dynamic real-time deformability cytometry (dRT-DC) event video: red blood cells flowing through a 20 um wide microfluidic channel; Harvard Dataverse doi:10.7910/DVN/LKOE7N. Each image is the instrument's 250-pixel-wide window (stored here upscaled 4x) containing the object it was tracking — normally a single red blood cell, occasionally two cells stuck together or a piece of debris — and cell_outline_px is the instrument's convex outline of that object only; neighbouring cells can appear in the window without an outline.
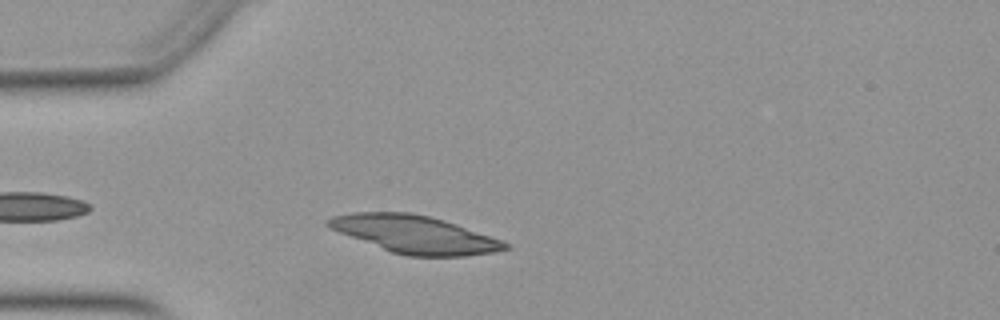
{"species": "Egyptian fruit bat (a non-hibernating species)", "species_latin": "Rousettus aegyptiacus", "temperature_condition": "warm", "stored_images_in_passage": 33, "camera_frame_rate_fps": 3000, "um_per_image_px": 0.085, "animal": {"sex": "female"}, "frame": {"image": 1, "passage_image": 5, "time_ms": 1.333, "image_size_px": [1000, 320], "cell_outline_px": [[512, 248], [492, 252], [464, 256], [408, 256], [392, 252], [340, 232], [324, 224], [332, 216], [352, 212], [408, 212], [428, 216], [444, 220], [456, 224], [500, 240], [508, 244]], "centroid_in_image_um": [35.25, 19.91], "position_along_channel_um": 49.8, "area_um2": 38.09}}